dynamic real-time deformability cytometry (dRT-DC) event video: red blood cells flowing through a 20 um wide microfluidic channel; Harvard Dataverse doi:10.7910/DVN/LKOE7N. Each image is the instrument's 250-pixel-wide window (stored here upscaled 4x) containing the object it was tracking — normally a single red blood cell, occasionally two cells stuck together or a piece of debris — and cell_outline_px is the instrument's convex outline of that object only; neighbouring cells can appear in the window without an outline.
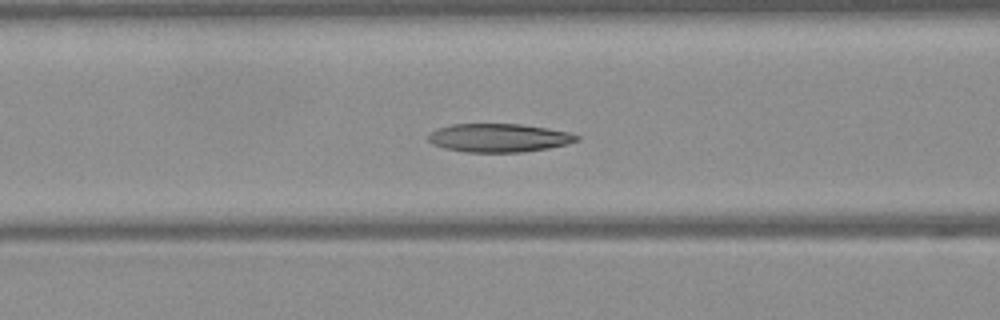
{"species": "Egyptian fruit bat (a non-hibernating species)", "species_latin": "Rousettus aegyptiacus", "temperature_condition": "warm", "stored_images_in_passage": 38, "camera_frame_rate_fps": 3000, "um_per_image_px": 0.085, "frame": {"image": 1, "passage_image": 8, "time_ms": 2.333, "image_size_px": [1000, 320], "cell_outline_px": [[580, 140], [568, 144], [548, 148], [524, 152], [464, 152], [444, 148], [432, 144], [428, 140], [428, 132], [436, 128], [452, 124], [520, 124], [548, 128], [568, 132], [580, 136]], "centroid_in_image_um": [42.39, 11.71], "position_along_channel_um": 124.2, "area_um2": 24.85}}
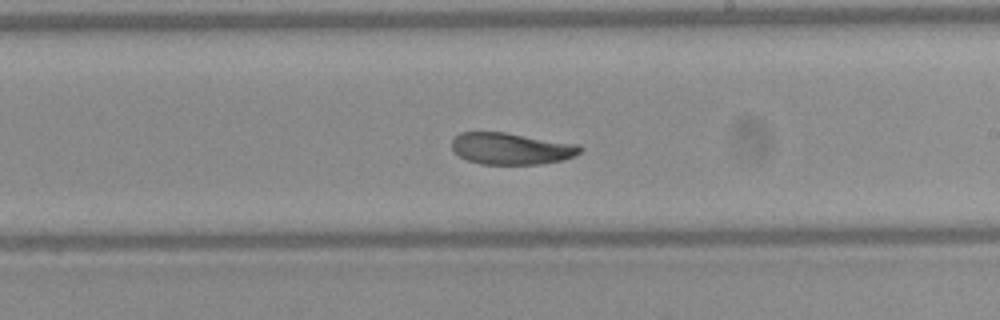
{"frame": {"image": 2, "passage_image": 17, "time_ms": 5.333, "image_size_px": [1000, 320], "cell_outline_px": [[584, 148], [580, 152], [572, 156], [560, 160], [540, 164], [480, 164], [468, 160], [460, 156], [452, 148], [452, 140], [460, 132], [504, 132], [580, 144]], "centroid_in_image_um": [43.46, 12.62], "position_along_channel_um": 245.5, "area_um2": 23.58}}
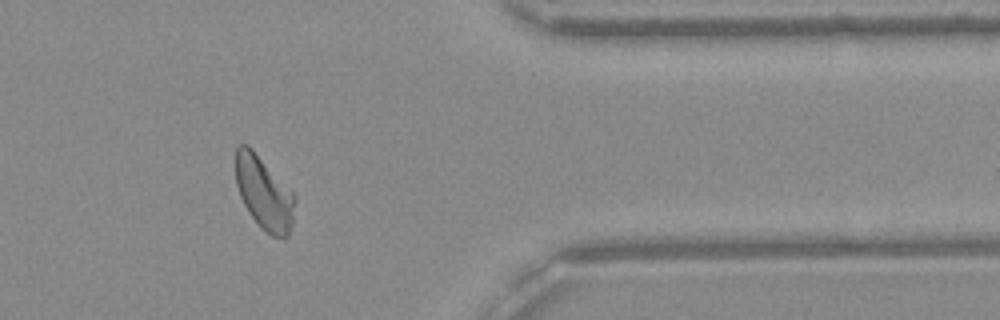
{"frame": {"image": 3, "passage_image": 29, "time_ms": 9.333, "image_size_px": [1000, 320], "cell_outline_px": [[296, 200], [292, 224], [288, 236], [272, 236], [264, 232], [260, 228], [248, 212], [240, 196], [236, 184], [236, 148], [240, 144], [248, 144], [252, 148], [296, 196]], "centroid_in_image_um": [22.44, 16.42], "position_along_channel_um": 389.0, "area_um2": 25.14}, "authors_computed_cell_mechanics": {"area_um2": 25.2008, "velocity_mm_per_s": 4.0505, "shape_relaxation_time_tau1_ms": 8.1843, "shape_relaxation_time_tau2_ms": 2.7788, "deformation_change_tau1": 0.2241, "deformation_change_tau2": 0.0945}}